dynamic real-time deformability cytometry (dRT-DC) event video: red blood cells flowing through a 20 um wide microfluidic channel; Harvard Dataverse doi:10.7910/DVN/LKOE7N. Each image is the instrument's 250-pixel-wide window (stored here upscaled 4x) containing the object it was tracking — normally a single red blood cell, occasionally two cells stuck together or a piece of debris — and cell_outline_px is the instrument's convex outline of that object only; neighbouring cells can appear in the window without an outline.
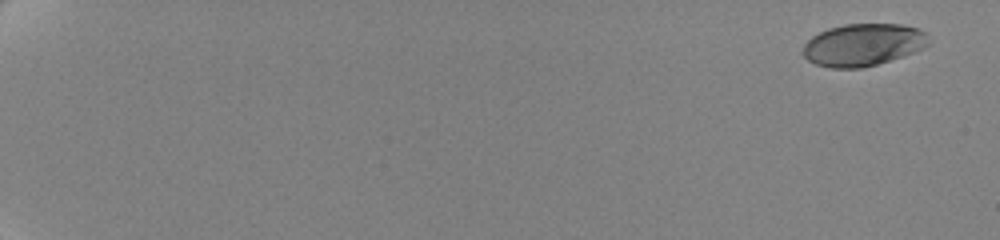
{"species": "human", "species_latin": "Homo sapiens", "temperature_condition": "cold", "stored_images_in_passage": 17, "camera_frame_rate_fps": 3000, "um_per_image_px": 0.085, "donor": {"sex": "female"}, "frame": {"image": 1, "passage_image": 1, "time_ms": 0.0, "image_size_px": [1000, 240], "cell_outline_px": [[928, 44], [924, 48], [904, 56], [876, 64], [860, 68], [832, 68], [816, 64], [808, 60], [800, 52], [804, 44], [812, 36], [828, 28], [844, 24], [904, 24], [920, 28], [928, 36]], "centroid_in_image_um": [73.36, 3.8], "position_along_channel_um": 11.6, "area_um2": 31.15}}
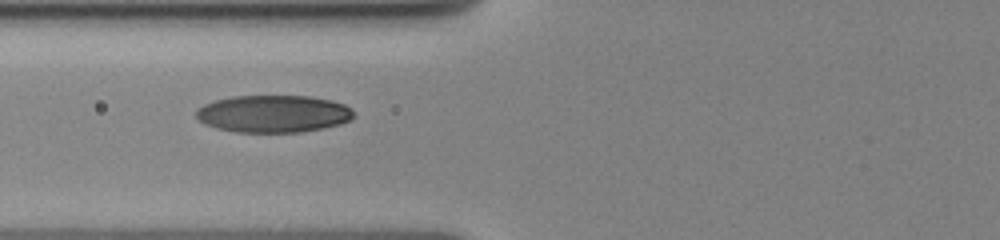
{"frame": {"image": 2, "passage_image": 12, "time_ms": 8.667, "image_size_px": [1000, 240], "cell_outline_px": [[352, 120], [340, 124], [324, 128], [300, 132], [236, 132], [216, 128], [204, 124], [196, 116], [196, 108], [204, 104], [216, 100], [232, 96], [308, 96], [332, 100], [344, 104], [352, 108]], "centroid_in_image_um": [23.23, 9.67], "position_along_channel_um": 102.6, "area_um2": 34.39}}
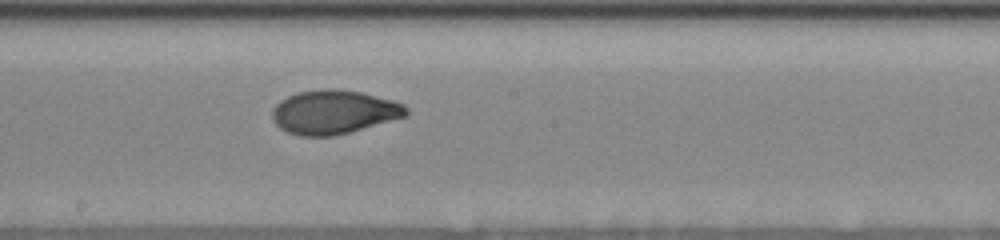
{"frame": {"image": 3, "passage_image": 17, "time_ms": 12.0, "image_size_px": [1000, 240], "cell_outline_px": [[408, 116], [348, 132], [332, 136], [300, 136], [288, 132], [280, 128], [272, 120], [272, 108], [280, 100], [296, 92], [324, 88], [336, 88], [360, 92], [392, 100], [404, 104], [408, 108]], "centroid_in_image_um": [28.36, 9.51], "position_along_channel_um": 219.8, "area_um2": 34.33}}